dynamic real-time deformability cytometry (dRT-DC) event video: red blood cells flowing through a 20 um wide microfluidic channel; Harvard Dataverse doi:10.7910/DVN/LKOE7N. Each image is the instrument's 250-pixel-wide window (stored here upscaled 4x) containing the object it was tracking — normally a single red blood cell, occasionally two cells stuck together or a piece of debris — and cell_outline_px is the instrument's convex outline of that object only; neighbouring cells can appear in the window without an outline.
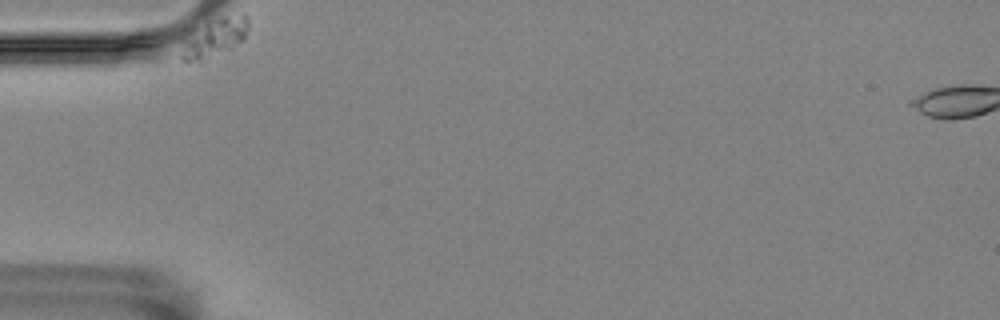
{"species": "Egyptian fruit bat (a non-hibernating species)", "species_latin": "Rousettus aegyptiacus", "temperature_condition": "room temperature", "stored_images_in_passage": 16, "camera_frame_rate_fps": 3000, "um_per_image_px": 0.085, "animal": {"sex": "female"}, "frame": {"image": 1, "passage_image": 1, "time_ms": 0.0, "image_size_px": [1000, 320], "cell_outline_px": [[248, 28], [244, 40], [232, 52], [204, 64], [188, 64], [180, 60], [180, 36], [208, 20], [220, 16], [244, 12], [248, 16]], "centroid_in_image_um": [18.15, 3.29], "position_along_channel_um": 66.8, "area_um2": 17.63}}
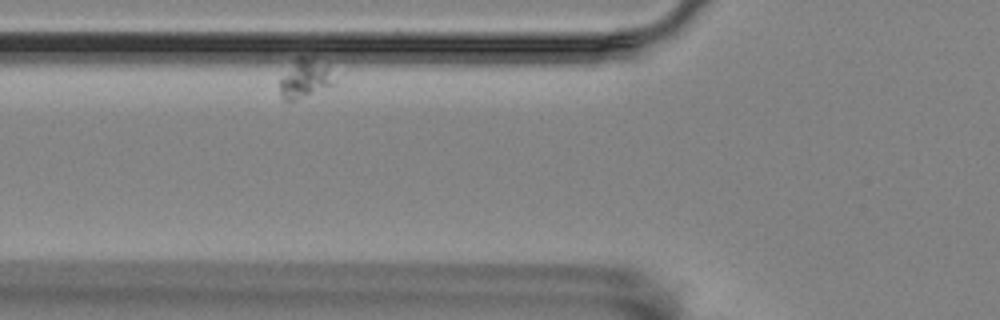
{"frame": {"image": 2, "passage_image": 7, "time_ms": 2.0, "image_size_px": [1000, 320], "cell_outline_px": [[336, 80], [332, 84], [324, 88], [296, 100], [284, 100], [280, 96], [280, 80], [296, 56], [312, 56], [328, 64]], "centroid_in_image_um": [25.94, 6.62], "position_along_channel_um": 99.9, "area_um2": 12.43}}
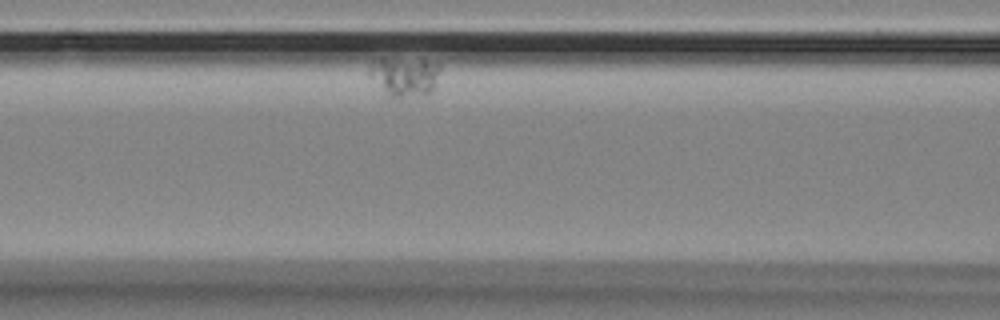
{"frame": {"image": 3, "passage_image": 12, "time_ms": 3.667, "image_size_px": [1000, 320], "cell_outline_px": [[440, 68], [436, 84], [432, 92], [404, 96], [388, 96], [368, 76], [368, 68], [372, 64], [380, 60], [424, 60], [440, 64]], "centroid_in_image_um": [34.4, 6.51], "position_along_channel_um": 132.2, "area_um2": 15.55}}